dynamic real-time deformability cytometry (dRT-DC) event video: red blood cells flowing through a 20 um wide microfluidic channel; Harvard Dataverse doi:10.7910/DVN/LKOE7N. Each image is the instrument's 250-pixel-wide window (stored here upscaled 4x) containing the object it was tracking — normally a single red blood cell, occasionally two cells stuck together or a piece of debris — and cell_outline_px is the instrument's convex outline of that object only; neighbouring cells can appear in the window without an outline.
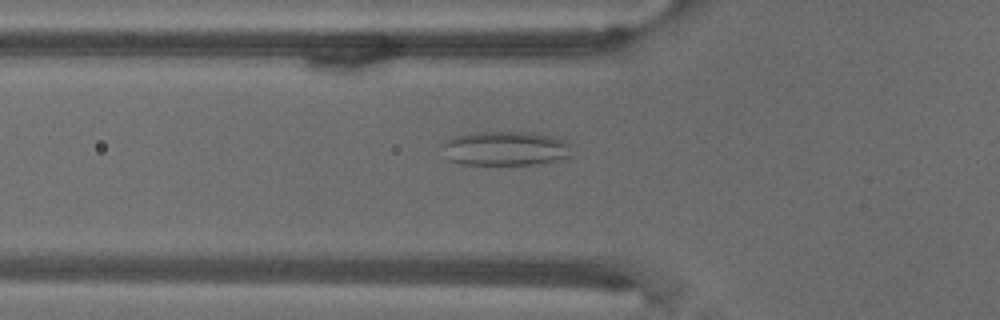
{"species": "common noctule bat (a hibernating species)", "species_latin": "Nyctalus noctula", "temperature_condition": "warm", "stored_images_in_passage": 71, "camera_frame_rate_fps": 3000, "um_per_image_px": 0.085, "animal": {"sex": "male", "body_mass_g": 18.8}, "frame": {"image": 1, "passage_image": 25, "time_ms": 8.0, "image_size_px": [1000, 320], "cell_outline_px": [[572, 156], [568, 160], [536, 164], [460, 164], [448, 160], [440, 144], [444, 140], [456, 136], [476, 132], [528, 132], [552, 136], [564, 140], [572, 144]], "centroid_in_image_um": [43.02, 12.63], "position_along_channel_um": 82.8, "area_um2": 26.47}}
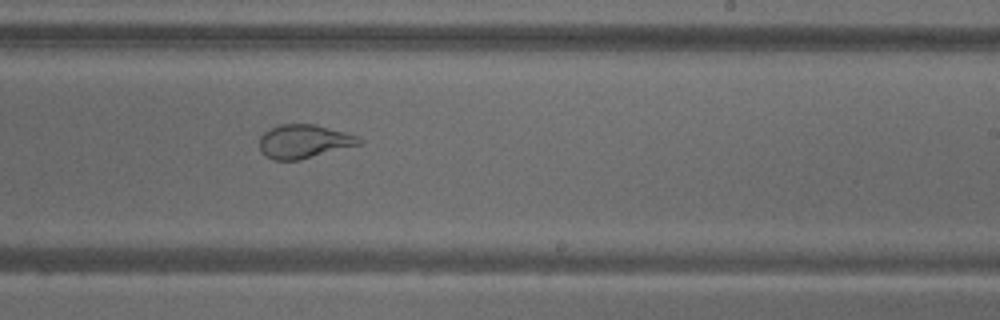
{"frame": {"image": 2, "passage_image": 44, "time_ms": 14.333, "image_size_px": [1000, 320], "cell_outline_px": [[364, 144], [300, 160], [272, 160], [264, 156], [260, 152], [260, 136], [268, 128], [280, 124], [316, 124], [344, 132], [356, 136], [364, 140]], "centroid_in_image_um": [25.84, 12.03], "position_along_channel_um": 263.2, "area_um2": 19.94}}
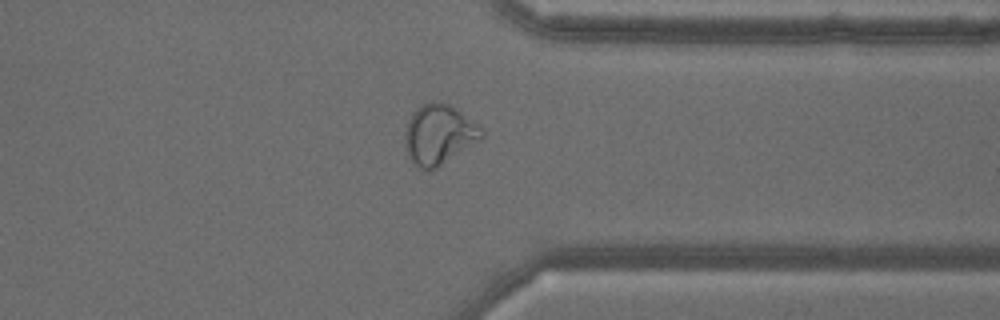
{"frame": {"image": 3, "passage_image": 56, "time_ms": 18.333, "image_size_px": [1000, 320], "cell_outline_px": [[484, 136], [480, 140], [436, 168], [428, 172], [412, 164], [408, 156], [404, 144], [404, 136], [408, 120], [412, 112], [420, 104], [432, 100], [436, 100], [448, 104], [456, 108], [480, 124], [484, 132]], "centroid_in_image_um": [37.3, 11.42], "position_along_channel_um": 374.1, "area_um2": 27.34}}